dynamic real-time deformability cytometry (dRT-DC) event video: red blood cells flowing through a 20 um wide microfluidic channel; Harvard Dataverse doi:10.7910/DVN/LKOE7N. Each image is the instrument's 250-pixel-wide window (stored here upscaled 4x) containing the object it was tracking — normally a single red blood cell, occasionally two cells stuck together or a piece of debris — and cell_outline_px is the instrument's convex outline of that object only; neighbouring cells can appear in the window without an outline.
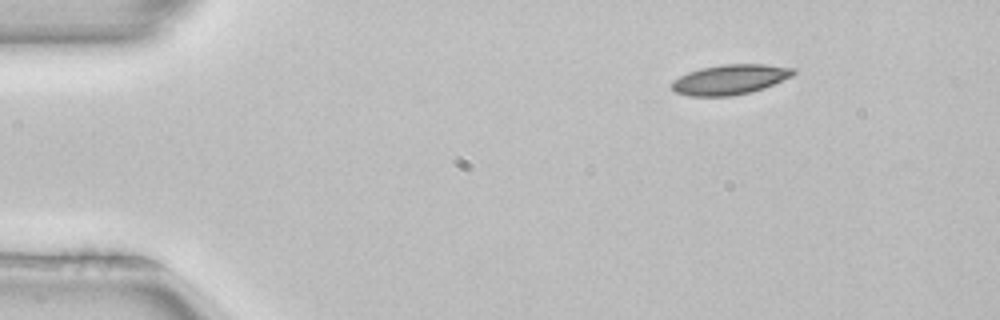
{"species": "common noctule bat (a hibernating species)", "species_latin": "Nyctalus noctula", "temperature_condition": "room temperature", "stored_images_in_passage": 3, "camera_frame_rate_fps": 3000, "um_per_image_px": 0.085, "animal": {"sex": "female", "body_mass_g": 22.7, "forearm_length_mm": 54.2}, "frame": {"image": 1, "passage_image": 2, "time_ms": 0.333, "image_size_px": [1000, 320], "cell_outline_px": [[796, 72], [792, 76], [764, 88], [752, 92], [732, 96], [688, 96], [676, 92], [672, 88], [672, 80], [688, 72], [700, 68], [724, 64], [764, 64], [796, 68]], "centroid_in_image_um": [62.06, 6.76], "position_along_channel_um": 22.9, "area_um2": 21.33}}